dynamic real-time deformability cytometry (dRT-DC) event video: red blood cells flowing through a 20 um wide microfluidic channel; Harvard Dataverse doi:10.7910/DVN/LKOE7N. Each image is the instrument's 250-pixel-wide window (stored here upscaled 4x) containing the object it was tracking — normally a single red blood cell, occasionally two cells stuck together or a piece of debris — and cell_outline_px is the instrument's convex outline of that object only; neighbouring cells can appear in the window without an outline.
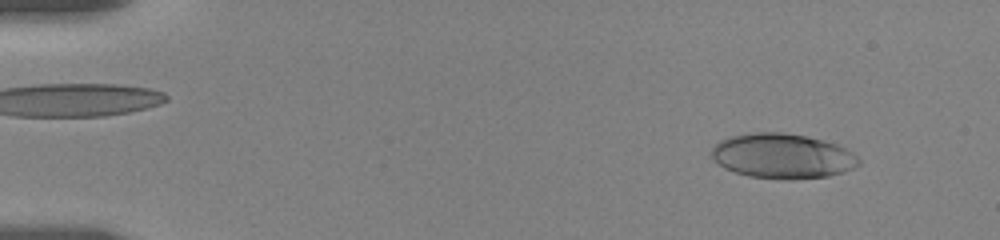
{"species": "human", "species_latin": "Homo sapiens", "temperature_condition": "room temperature", "stored_images_in_passage": 20, "camera_frame_rate_fps": 3000, "um_per_image_px": 0.085, "donor": {"sex": "female"}, "frame": {"image": 1, "passage_image": 2, "time_ms": 0.333, "image_size_px": [1000, 240], "cell_outline_px": [[860, 164], [844, 172], [828, 176], [792, 180], [788, 180], [748, 176], [724, 168], [712, 156], [712, 148], [720, 140], [732, 136], [756, 132], [784, 132], [824, 140], [836, 144], [852, 152], [860, 160]], "centroid_in_image_um": [66.53, 13.27], "position_along_channel_um": 18.5, "area_um2": 38.38}}
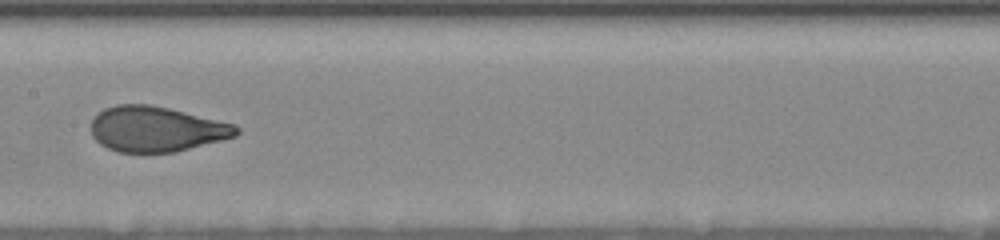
{"frame": {"image": 2, "passage_image": 11, "time_ms": 8.333, "image_size_px": [1000, 240], "cell_outline_px": [[240, 132], [236, 136], [176, 152], [116, 152], [100, 144], [92, 136], [92, 120], [96, 112], [104, 108], [116, 104], [148, 104], [168, 108], [236, 124], [240, 128]], "centroid_in_image_um": [13.28, 10.96], "position_along_channel_um": 194.1, "area_um2": 38.49}}
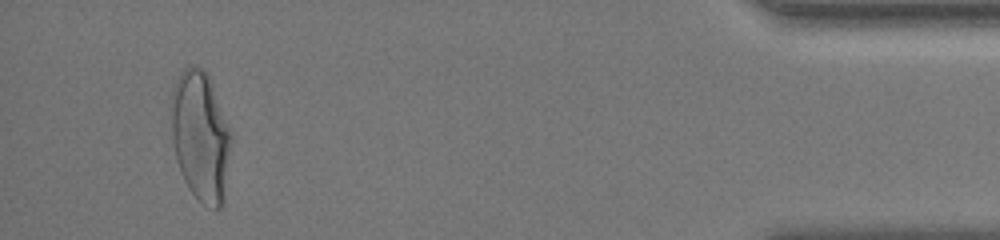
{"frame": {"image": 3, "passage_image": 19, "time_ms": 16.333, "image_size_px": [1000, 240], "cell_outline_px": [[232, 140], [224, 204], [220, 208], [216, 208], [204, 204], [188, 188], [184, 180], [176, 160], [172, 140], [172, 88], [180, 72], [188, 64], [200, 68], [208, 72], [232, 132]], "centroid_in_image_um": [17.08, 11.55], "position_along_channel_um": 418.1, "area_um2": 45.89}, "authors_computed_cell_mechanics": {"area_um2": 38.6393, "velocity_mm_per_s": 3.5699, "shape_relaxation_time_tau1_ms": 3.9251, "shape_relaxation_time_tau2_ms": null, "deformation_change_tau1": 0.1554, "deformation_change_tau2": null}}